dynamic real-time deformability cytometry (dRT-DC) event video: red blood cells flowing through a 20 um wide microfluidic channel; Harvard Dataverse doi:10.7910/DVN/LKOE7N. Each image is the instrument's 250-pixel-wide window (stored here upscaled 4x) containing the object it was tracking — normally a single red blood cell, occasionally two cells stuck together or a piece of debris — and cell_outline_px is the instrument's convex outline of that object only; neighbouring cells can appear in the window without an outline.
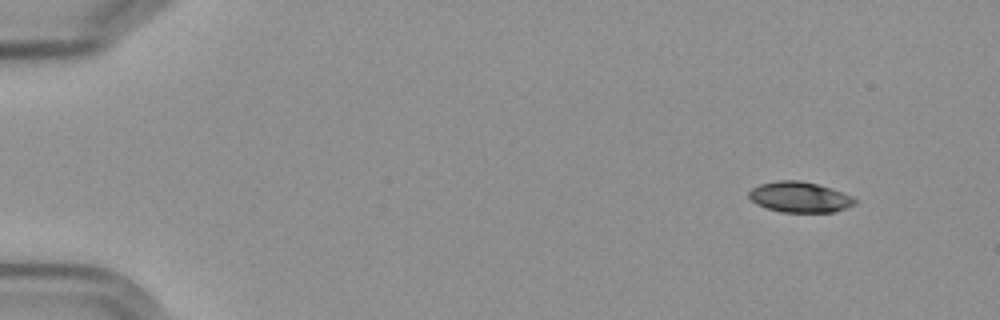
{"species": "Egyptian fruit bat (a non-hibernating species)", "species_latin": "Rousettus aegyptiacus", "temperature_condition": "cold", "stored_images_in_passage": 5, "segment_of_instrument_passage": [1, 2], "camera_frame_rate_fps": 3000, "um_per_image_px": 0.085, "frame": {"image": 1, "passage_image": 1, "time_ms": 0.0, "image_size_px": [1000, 320], "cell_outline_px": [[856, 204], [832, 212], [780, 212], [756, 204], [748, 196], [748, 192], [752, 188], [760, 184], [776, 180], [800, 180], [832, 188], [852, 196], [856, 200]], "centroid_in_image_um": [67.96, 16.74], "position_along_channel_um": 17.0, "area_um2": 18.84}}
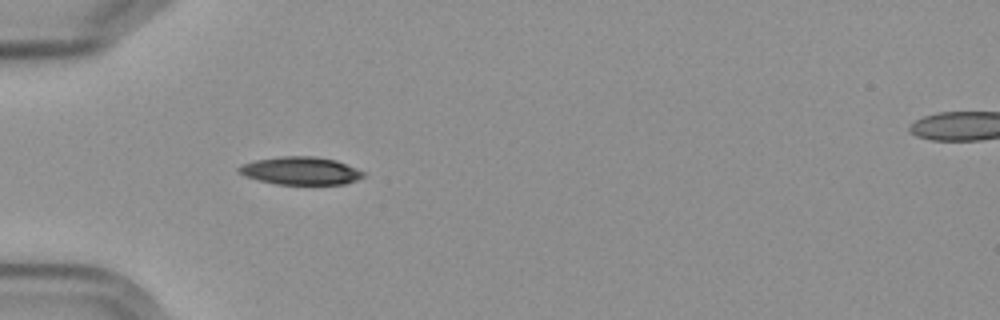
{"frame": {"image": 2, "passage_image": 4, "time_ms": 4.333, "image_size_px": [1000, 320], "cell_outline_px": [[364, 176], [356, 180], [344, 184], [276, 184], [244, 176], [236, 172], [236, 168], [244, 164], [256, 160], [284, 156], [312, 156], [336, 160], [356, 168], [364, 172]], "centroid_in_image_um": [25.54, 14.52], "position_along_channel_um": 59.5, "area_um2": 20.06}}